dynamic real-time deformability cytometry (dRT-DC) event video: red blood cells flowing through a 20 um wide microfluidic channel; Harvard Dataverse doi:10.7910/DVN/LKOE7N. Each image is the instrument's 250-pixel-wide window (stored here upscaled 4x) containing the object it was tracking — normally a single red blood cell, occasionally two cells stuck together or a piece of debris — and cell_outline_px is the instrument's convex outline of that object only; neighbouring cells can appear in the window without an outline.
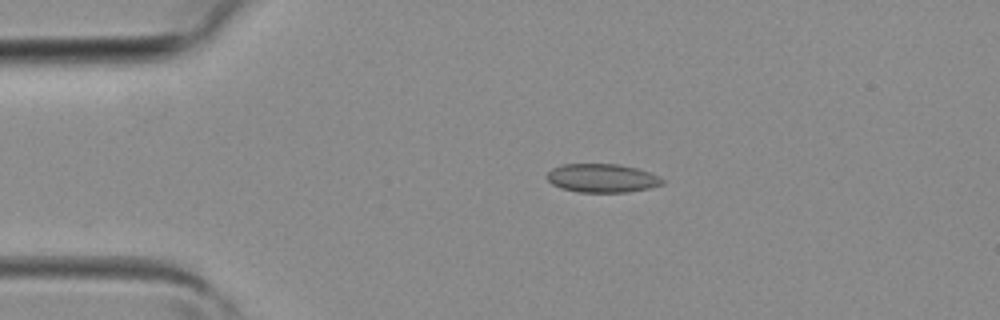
{"species": "common noctule bat (a hibernating species)", "species_latin": "Nyctalus noctula", "temperature_condition": "room temperature", "stored_images_in_passage": 2, "camera_frame_rate_fps": 3000, "um_per_image_px": 0.085, "animal": {"sex": "female", "body_mass_g": 19.3, "forearm_length_mm": 54.1}, "frame": {"image": 1, "passage_image": 2, "time_ms": 0.333, "image_size_px": [1000, 320], "cell_outline_px": [[664, 184], [652, 188], [628, 192], [576, 192], [560, 188], [552, 184], [544, 176], [552, 168], [564, 164], [620, 164], [636, 168], [660, 176], [664, 180]], "centroid_in_image_um": [51.18, 15.15], "position_along_channel_um": 33.8, "area_um2": 19.48}}